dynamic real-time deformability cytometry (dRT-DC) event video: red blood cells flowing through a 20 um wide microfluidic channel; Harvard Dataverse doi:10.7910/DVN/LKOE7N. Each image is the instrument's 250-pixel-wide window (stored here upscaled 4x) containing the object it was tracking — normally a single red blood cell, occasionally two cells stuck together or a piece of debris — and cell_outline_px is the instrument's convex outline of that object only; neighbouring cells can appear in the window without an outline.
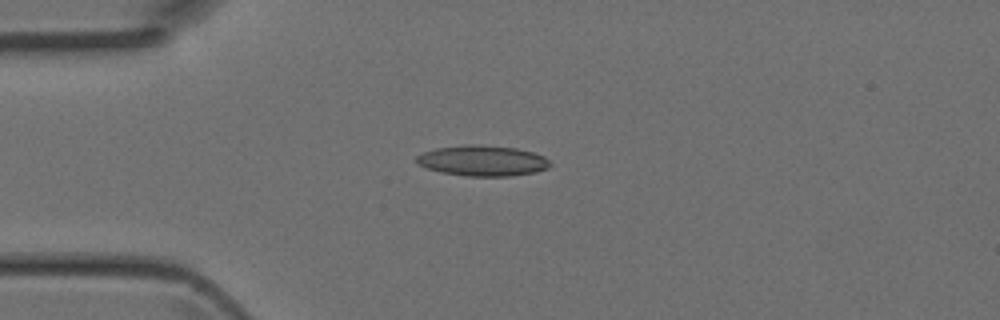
{"species": "Egyptian fruit bat (a non-hibernating species)", "species_latin": "Rousettus aegyptiacus", "temperature_condition": "room temperature", "stored_images_in_passage": 4, "camera_frame_rate_fps": 3000, "um_per_image_px": 0.085, "animal": {"sex": "female"}, "frame": {"image": 1, "passage_image": 2, "time_ms": 0.333, "image_size_px": [1000, 320], "cell_outline_px": [[552, 164], [548, 168], [536, 172], [512, 176], [464, 176], [440, 172], [416, 164], [416, 156], [424, 152], [436, 148], [468, 144], [480, 144], [516, 148], [532, 152], [544, 156]], "centroid_in_image_um": [41.02, 13.66], "position_along_channel_um": 44.0, "area_um2": 23.99}}
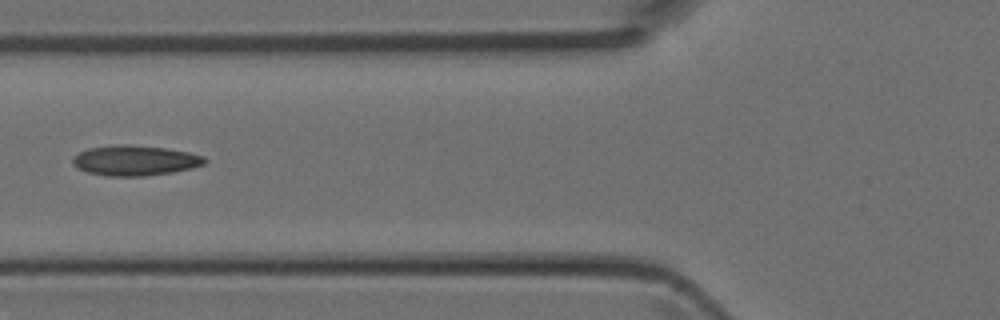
{"frame": {"image": 2, "passage_image": 4, "time_ms": 1.0, "image_size_px": [1000, 320], "cell_outline_px": [[208, 160], [204, 164], [192, 168], [172, 172], [144, 176], [104, 176], [88, 172], [76, 168], [72, 164], [72, 156], [88, 148], [112, 144], [128, 144], [164, 148], [188, 152], [204, 156]], "centroid_in_image_um": [11.43, 13.64], "position_along_channel_um": 114.4, "area_um2": 23.47}}